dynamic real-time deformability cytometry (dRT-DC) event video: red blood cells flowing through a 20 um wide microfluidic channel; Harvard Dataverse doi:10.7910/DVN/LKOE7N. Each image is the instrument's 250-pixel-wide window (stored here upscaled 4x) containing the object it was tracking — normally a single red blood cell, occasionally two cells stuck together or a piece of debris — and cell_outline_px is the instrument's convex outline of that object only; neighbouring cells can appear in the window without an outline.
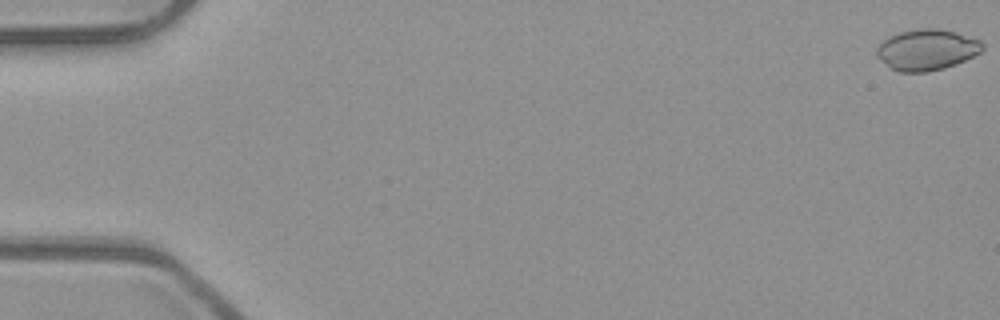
{"species": "common noctule bat (a hibernating species)", "species_latin": "Nyctalus noctula", "temperature_condition": "room temperature", "stored_images_in_passage": 8, "camera_frame_rate_fps": 3000, "um_per_image_px": 0.085, "animal": {"sex": "male", "body_mass_g": 23.1, "forearm_length_mm": 52.7}, "frame": {"image": 1, "passage_image": 1, "time_ms": 0.0, "image_size_px": [1000, 320], "cell_outline_px": [[984, 48], [980, 52], [956, 64], [944, 68], [928, 72], [900, 72], [888, 68], [876, 56], [876, 48], [888, 36], [900, 32], [920, 28], [936, 28], [956, 32], [980, 40], [984, 44]], "centroid_in_image_um": [78.75, 4.23], "position_along_channel_um": 6.3, "area_um2": 25.37}}